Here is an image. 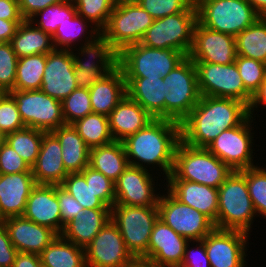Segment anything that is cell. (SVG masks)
Here are the masks:
<instances>
[{
    "instance_id": "cell-61",
    "label": "cell",
    "mask_w": 266,
    "mask_h": 267,
    "mask_svg": "<svg viewBox=\"0 0 266 267\" xmlns=\"http://www.w3.org/2000/svg\"><path fill=\"white\" fill-rule=\"evenodd\" d=\"M130 267H167V266L156 265L151 263L150 261H146L143 259H136Z\"/></svg>"
},
{
    "instance_id": "cell-14",
    "label": "cell",
    "mask_w": 266,
    "mask_h": 267,
    "mask_svg": "<svg viewBox=\"0 0 266 267\" xmlns=\"http://www.w3.org/2000/svg\"><path fill=\"white\" fill-rule=\"evenodd\" d=\"M159 218L188 241L202 240L214 228V223L200 211L181 203L168 190L158 200Z\"/></svg>"
},
{
    "instance_id": "cell-29",
    "label": "cell",
    "mask_w": 266,
    "mask_h": 267,
    "mask_svg": "<svg viewBox=\"0 0 266 267\" xmlns=\"http://www.w3.org/2000/svg\"><path fill=\"white\" fill-rule=\"evenodd\" d=\"M70 51L77 68H110L113 71L119 67V52L102 32Z\"/></svg>"
},
{
    "instance_id": "cell-57",
    "label": "cell",
    "mask_w": 266,
    "mask_h": 267,
    "mask_svg": "<svg viewBox=\"0 0 266 267\" xmlns=\"http://www.w3.org/2000/svg\"><path fill=\"white\" fill-rule=\"evenodd\" d=\"M12 267H43L40 255L18 252Z\"/></svg>"
},
{
    "instance_id": "cell-23",
    "label": "cell",
    "mask_w": 266,
    "mask_h": 267,
    "mask_svg": "<svg viewBox=\"0 0 266 267\" xmlns=\"http://www.w3.org/2000/svg\"><path fill=\"white\" fill-rule=\"evenodd\" d=\"M35 186L32 172L0 174V217L22 216Z\"/></svg>"
},
{
    "instance_id": "cell-37",
    "label": "cell",
    "mask_w": 266,
    "mask_h": 267,
    "mask_svg": "<svg viewBox=\"0 0 266 267\" xmlns=\"http://www.w3.org/2000/svg\"><path fill=\"white\" fill-rule=\"evenodd\" d=\"M72 125L89 149L114 142L106 115L91 113Z\"/></svg>"
},
{
    "instance_id": "cell-24",
    "label": "cell",
    "mask_w": 266,
    "mask_h": 267,
    "mask_svg": "<svg viewBox=\"0 0 266 267\" xmlns=\"http://www.w3.org/2000/svg\"><path fill=\"white\" fill-rule=\"evenodd\" d=\"M36 184L60 185L69 174L62 160V148L52 132H45L38 157L31 167Z\"/></svg>"
},
{
    "instance_id": "cell-27",
    "label": "cell",
    "mask_w": 266,
    "mask_h": 267,
    "mask_svg": "<svg viewBox=\"0 0 266 267\" xmlns=\"http://www.w3.org/2000/svg\"><path fill=\"white\" fill-rule=\"evenodd\" d=\"M109 220L111 208L80 210L73 220L64 226L61 236L85 249Z\"/></svg>"
},
{
    "instance_id": "cell-60",
    "label": "cell",
    "mask_w": 266,
    "mask_h": 267,
    "mask_svg": "<svg viewBox=\"0 0 266 267\" xmlns=\"http://www.w3.org/2000/svg\"><path fill=\"white\" fill-rule=\"evenodd\" d=\"M255 11L263 17H266V0H247Z\"/></svg>"
},
{
    "instance_id": "cell-41",
    "label": "cell",
    "mask_w": 266,
    "mask_h": 267,
    "mask_svg": "<svg viewBox=\"0 0 266 267\" xmlns=\"http://www.w3.org/2000/svg\"><path fill=\"white\" fill-rule=\"evenodd\" d=\"M60 186L74 197L84 209L110 208L87 185L81 172L69 173Z\"/></svg>"
},
{
    "instance_id": "cell-11",
    "label": "cell",
    "mask_w": 266,
    "mask_h": 267,
    "mask_svg": "<svg viewBox=\"0 0 266 267\" xmlns=\"http://www.w3.org/2000/svg\"><path fill=\"white\" fill-rule=\"evenodd\" d=\"M254 117H248L241 125L222 131L206 148L233 171H242L255 166L253 158V136L251 124Z\"/></svg>"
},
{
    "instance_id": "cell-33",
    "label": "cell",
    "mask_w": 266,
    "mask_h": 267,
    "mask_svg": "<svg viewBox=\"0 0 266 267\" xmlns=\"http://www.w3.org/2000/svg\"><path fill=\"white\" fill-rule=\"evenodd\" d=\"M11 44L18 58L36 54H48L55 48L52 36L39 29L31 21L19 24Z\"/></svg>"
},
{
    "instance_id": "cell-30",
    "label": "cell",
    "mask_w": 266,
    "mask_h": 267,
    "mask_svg": "<svg viewBox=\"0 0 266 267\" xmlns=\"http://www.w3.org/2000/svg\"><path fill=\"white\" fill-rule=\"evenodd\" d=\"M93 113L108 116L127 94L125 76L120 67L105 75L89 88Z\"/></svg>"
},
{
    "instance_id": "cell-6",
    "label": "cell",
    "mask_w": 266,
    "mask_h": 267,
    "mask_svg": "<svg viewBox=\"0 0 266 267\" xmlns=\"http://www.w3.org/2000/svg\"><path fill=\"white\" fill-rule=\"evenodd\" d=\"M195 5L202 26L234 37L260 17L247 0H195Z\"/></svg>"
},
{
    "instance_id": "cell-12",
    "label": "cell",
    "mask_w": 266,
    "mask_h": 267,
    "mask_svg": "<svg viewBox=\"0 0 266 267\" xmlns=\"http://www.w3.org/2000/svg\"><path fill=\"white\" fill-rule=\"evenodd\" d=\"M201 96L231 98L250 104L252 95L245 89L236 63L227 65L194 62Z\"/></svg>"
},
{
    "instance_id": "cell-59",
    "label": "cell",
    "mask_w": 266,
    "mask_h": 267,
    "mask_svg": "<svg viewBox=\"0 0 266 267\" xmlns=\"http://www.w3.org/2000/svg\"><path fill=\"white\" fill-rule=\"evenodd\" d=\"M23 21H11L0 18V42H11L16 30Z\"/></svg>"
},
{
    "instance_id": "cell-1",
    "label": "cell",
    "mask_w": 266,
    "mask_h": 267,
    "mask_svg": "<svg viewBox=\"0 0 266 267\" xmlns=\"http://www.w3.org/2000/svg\"><path fill=\"white\" fill-rule=\"evenodd\" d=\"M248 117V105L241 101L201 96L180 123L181 141L206 148L222 131L241 125Z\"/></svg>"
},
{
    "instance_id": "cell-2",
    "label": "cell",
    "mask_w": 266,
    "mask_h": 267,
    "mask_svg": "<svg viewBox=\"0 0 266 267\" xmlns=\"http://www.w3.org/2000/svg\"><path fill=\"white\" fill-rule=\"evenodd\" d=\"M180 140V123L154 118L145 127L127 136L122 143L129 165L147 170L152 166L151 170L157 168L156 171L161 168L165 181L173 171L175 150Z\"/></svg>"
},
{
    "instance_id": "cell-39",
    "label": "cell",
    "mask_w": 266,
    "mask_h": 267,
    "mask_svg": "<svg viewBox=\"0 0 266 267\" xmlns=\"http://www.w3.org/2000/svg\"><path fill=\"white\" fill-rule=\"evenodd\" d=\"M44 133V131L38 129L25 127L24 129L7 134L5 136V142L8 143L30 167H32L40 152Z\"/></svg>"
},
{
    "instance_id": "cell-46",
    "label": "cell",
    "mask_w": 266,
    "mask_h": 267,
    "mask_svg": "<svg viewBox=\"0 0 266 267\" xmlns=\"http://www.w3.org/2000/svg\"><path fill=\"white\" fill-rule=\"evenodd\" d=\"M154 19L183 11H197L195 0H135Z\"/></svg>"
},
{
    "instance_id": "cell-9",
    "label": "cell",
    "mask_w": 266,
    "mask_h": 267,
    "mask_svg": "<svg viewBox=\"0 0 266 267\" xmlns=\"http://www.w3.org/2000/svg\"><path fill=\"white\" fill-rule=\"evenodd\" d=\"M154 18L135 0H117L107 26L101 31L120 53L126 46L140 43Z\"/></svg>"
},
{
    "instance_id": "cell-22",
    "label": "cell",
    "mask_w": 266,
    "mask_h": 267,
    "mask_svg": "<svg viewBox=\"0 0 266 267\" xmlns=\"http://www.w3.org/2000/svg\"><path fill=\"white\" fill-rule=\"evenodd\" d=\"M2 223L7 228L10 240L18 252L40 255L57 236L50 228L23 216L6 218Z\"/></svg>"
},
{
    "instance_id": "cell-36",
    "label": "cell",
    "mask_w": 266,
    "mask_h": 267,
    "mask_svg": "<svg viewBox=\"0 0 266 267\" xmlns=\"http://www.w3.org/2000/svg\"><path fill=\"white\" fill-rule=\"evenodd\" d=\"M237 55L266 63V17L260 16L235 37Z\"/></svg>"
},
{
    "instance_id": "cell-8",
    "label": "cell",
    "mask_w": 266,
    "mask_h": 267,
    "mask_svg": "<svg viewBox=\"0 0 266 267\" xmlns=\"http://www.w3.org/2000/svg\"><path fill=\"white\" fill-rule=\"evenodd\" d=\"M186 56L173 49H157L140 43L126 46L119 53V67L125 77L164 78Z\"/></svg>"
},
{
    "instance_id": "cell-52",
    "label": "cell",
    "mask_w": 266,
    "mask_h": 267,
    "mask_svg": "<svg viewBox=\"0 0 266 267\" xmlns=\"http://www.w3.org/2000/svg\"><path fill=\"white\" fill-rule=\"evenodd\" d=\"M188 241L185 246L184 258L180 267H210L209 258L206 252L205 244L202 240L193 241L197 244L191 248ZM198 245V246H197ZM191 248V249H190Z\"/></svg>"
},
{
    "instance_id": "cell-58",
    "label": "cell",
    "mask_w": 266,
    "mask_h": 267,
    "mask_svg": "<svg viewBox=\"0 0 266 267\" xmlns=\"http://www.w3.org/2000/svg\"><path fill=\"white\" fill-rule=\"evenodd\" d=\"M262 105L266 107V76L258 90L252 95L251 102L248 105L249 116L253 118L254 110Z\"/></svg>"
},
{
    "instance_id": "cell-38",
    "label": "cell",
    "mask_w": 266,
    "mask_h": 267,
    "mask_svg": "<svg viewBox=\"0 0 266 267\" xmlns=\"http://www.w3.org/2000/svg\"><path fill=\"white\" fill-rule=\"evenodd\" d=\"M46 66V54L18 58L14 89L18 91L40 90Z\"/></svg>"
},
{
    "instance_id": "cell-15",
    "label": "cell",
    "mask_w": 266,
    "mask_h": 267,
    "mask_svg": "<svg viewBox=\"0 0 266 267\" xmlns=\"http://www.w3.org/2000/svg\"><path fill=\"white\" fill-rule=\"evenodd\" d=\"M87 267H130L136 260L117 226L109 220L85 248Z\"/></svg>"
},
{
    "instance_id": "cell-42",
    "label": "cell",
    "mask_w": 266,
    "mask_h": 267,
    "mask_svg": "<svg viewBox=\"0 0 266 267\" xmlns=\"http://www.w3.org/2000/svg\"><path fill=\"white\" fill-rule=\"evenodd\" d=\"M77 14L102 31L108 23L117 0H73Z\"/></svg>"
},
{
    "instance_id": "cell-3",
    "label": "cell",
    "mask_w": 266,
    "mask_h": 267,
    "mask_svg": "<svg viewBox=\"0 0 266 267\" xmlns=\"http://www.w3.org/2000/svg\"><path fill=\"white\" fill-rule=\"evenodd\" d=\"M232 172L207 148L193 147L180 140L173 171L165 180H186L218 189Z\"/></svg>"
},
{
    "instance_id": "cell-13",
    "label": "cell",
    "mask_w": 266,
    "mask_h": 267,
    "mask_svg": "<svg viewBox=\"0 0 266 267\" xmlns=\"http://www.w3.org/2000/svg\"><path fill=\"white\" fill-rule=\"evenodd\" d=\"M25 127L52 132L65 124L62 101L40 90H10Z\"/></svg>"
},
{
    "instance_id": "cell-53",
    "label": "cell",
    "mask_w": 266,
    "mask_h": 267,
    "mask_svg": "<svg viewBox=\"0 0 266 267\" xmlns=\"http://www.w3.org/2000/svg\"><path fill=\"white\" fill-rule=\"evenodd\" d=\"M112 70L110 68H77L74 67L76 85L89 89L95 82L101 80Z\"/></svg>"
},
{
    "instance_id": "cell-25",
    "label": "cell",
    "mask_w": 266,
    "mask_h": 267,
    "mask_svg": "<svg viewBox=\"0 0 266 267\" xmlns=\"http://www.w3.org/2000/svg\"><path fill=\"white\" fill-rule=\"evenodd\" d=\"M166 188L181 203L207 216L217 228L218 189L186 180H166Z\"/></svg>"
},
{
    "instance_id": "cell-56",
    "label": "cell",
    "mask_w": 266,
    "mask_h": 267,
    "mask_svg": "<svg viewBox=\"0 0 266 267\" xmlns=\"http://www.w3.org/2000/svg\"><path fill=\"white\" fill-rule=\"evenodd\" d=\"M0 18L11 21H24L17 0H0Z\"/></svg>"
},
{
    "instance_id": "cell-26",
    "label": "cell",
    "mask_w": 266,
    "mask_h": 267,
    "mask_svg": "<svg viewBox=\"0 0 266 267\" xmlns=\"http://www.w3.org/2000/svg\"><path fill=\"white\" fill-rule=\"evenodd\" d=\"M154 118L127 94L108 115L114 141H123L127 136L145 127Z\"/></svg>"
},
{
    "instance_id": "cell-55",
    "label": "cell",
    "mask_w": 266,
    "mask_h": 267,
    "mask_svg": "<svg viewBox=\"0 0 266 267\" xmlns=\"http://www.w3.org/2000/svg\"><path fill=\"white\" fill-rule=\"evenodd\" d=\"M64 0H17L22 17L29 20L34 14L46 7Z\"/></svg>"
},
{
    "instance_id": "cell-18",
    "label": "cell",
    "mask_w": 266,
    "mask_h": 267,
    "mask_svg": "<svg viewBox=\"0 0 266 267\" xmlns=\"http://www.w3.org/2000/svg\"><path fill=\"white\" fill-rule=\"evenodd\" d=\"M188 57L193 62L222 65L234 63L237 57L235 37L210 30L197 21Z\"/></svg>"
},
{
    "instance_id": "cell-62",
    "label": "cell",
    "mask_w": 266,
    "mask_h": 267,
    "mask_svg": "<svg viewBox=\"0 0 266 267\" xmlns=\"http://www.w3.org/2000/svg\"><path fill=\"white\" fill-rule=\"evenodd\" d=\"M5 142V135L0 131V147Z\"/></svg>"
},
{
    "instance_id": "cell-34",
    "label": "cell",
    "mask_w": 266,
    "mask_h": 267,
    "mask_svg": "<svg viewBox=\"0 0 266 267\" xmlns=\"http://www.w3.org/2000/svg\"><path fill=\"white\" fill-rule=\"evenodd\" d=\"M43 267H87L85 249L57 235L40 254Z\"/></svg>"
},
{
    "instance_id": "cell-7",
    "label": "cell",
    "mask_w": 266,
    "mask_h": 267,
    "mask_svg": "<svg viewBox=\"0 0 266 267\" xmlns=\"http://www.w3.org/2000/svg\"><path fill=\"white\" fill-rule=\"evenodd\" d=\"M163 81L165 119L181 123L201 97L194 62L187 56L163 78Z\"/></svg>"
},
{
    "instance_id": "cell-19",
    "label": "cell",
    "mask_w": 266,
    "mask_h": 267,
    "mask_svg": "<svg viewBox=\"0 0 266 267\" xmlns=\"http://www.w3.org/2000/svg\"><path fill=\"white\" fill-rule=\"evenodd\" d=\"M74 59L70 50L54 49L46 54L41 90L63 101L78 86L74 75Z\"/></svg>"
},
{
    "instance_id": "cell-21",
    "label": "cell",
    "mask_w": 266,
    "mask_h": 267,
    "mask_svg": "<svg viewBox=\"0 0 266 267\" xmlns=\"http://www.w3.org/2000/svg\"><path fill=\"white\" fill-rule=\"evenodd\" d=\"M22 216L61 235L62 221L56 185L36 184L27 199Z\"/></svg>"
},
{
    "instance_id": "cell-28",
    "label": "cell",
    "mask_w": 266,
    "mask_h": 267,
    "mask_svg": "<svg viewBox=\"0 0 266 267\" xmlns=\"http://www.w3.org/2000/svg\"><path fill=\"white\" fill-rule=\"evenodd\" d=\"M127 95L153 118L165 119L163 78L125 77Z\"/></svg>"
},
{
    "instance_id": "cell-51",
    "label": "cell",
    "mask_w": 266,
    "mask_h": 267,
    "mask_svg": "<svg viewBox=\"0 0 266 267\" xmlns=\"http://www.w3.org/2000/svg\"><path fill=\"white\" fill-rule=\"evenodd\" d=\"M56 194L60 206V214L62 221V231L64 226L73 220V217L80 210H85L70 193L64 190L60 185H56Z\"/></svg>"
},
{
    "instance_id": "cell-16",
    "label": "cell",
    "mask_w": 266,
    "mask_h": 267,
    "mask_svg": "<svg viewBox=\"0 0 266 267\" xmlns=\"http://www.w3.org/2000/svg\"><path fill=\"white\" fill-rule=\"evenodd\" d=\"M249 236L241 231L214 228L202 239L210 267H246Z\"/></svg>"
},
{
    "instance_id": "cell-49",
    "label": "cell",
    "mask_w": 266,
    "mask_h": 267,
    "mask_svg": "<svg viewBox=\"0 0 266 267\" xmlns=\"http://www.w3.org/2000/svg\"><path fill=\"white\" fill-rule=\"evenodd\" d=\"M81 173L85 176L87 185H90L93 192L97 194V197L108 207L112 208L115 204L114 182L90 166L85 167Z\"/></svg>"
},
{
    "instance_id": "cell-4",
    "label": "cell",
    "mask_w": 266,
    "mask_h": 267,
    "mask_svg": "<svg viewBox=\"0 0 266 267\" xmlns=\"http://www.w3.org/2000/svg\"><path fill=\"white\" fill-rule=\"evenodd\" d=\"M256 216L245 170L233 171L218 188L217 228L250 234Z\"/></svg>"
},
{
    "instance_id": "cell-10",
    "label": "cell",
    "mask_w": 266,
    "mask_h": 267,
    "mask_svg": "<svg viewBox=\"0 0 266 267\" xmlns=\"http://www.w3.org/2000/svg\"><path fill=\"white\" fill-rule=\"evenodd\" d=\"M197 11H183L154 19L140 44L157 49H173L188 56L193 44Z\"/></svg>"
},
{
    "instance_id": "cell-54",
    "label": "cell",
    "mask_w": 266,
    "mask_h": 267,
    "mask_svg": "<svg viewBox=\"0 0 266 267\" xmlns=\"http://www.w3.org/2000/svg\"><path fill=\"white\" fill-rule=\"evenodd\" d=\"M18 253L13 246L7 228L0 224V267H12L15 256Z\"/></svg>"
},
{
    "instance_id": "cell-44",
    "label": "cell",
    "mask_w": 266,
    "mask_h": 267,
    "mask_svg": "<svg viewBox=\"0 0 266 267\" xmlns=\"http://www.w3.org/2000/svg\"><path fill=\"white\" fill-rule=\"evenodd\" d=\"M93 113L89 89L77 87L62 101V114L65 124H72Z\"/></svg>"
},
{
    "instance_id": "cell-48",
    "label": "cell",
    "mask_w": 266,
    "mask_h": 267,
    "mask_svg": "<svg viewBox=\"0 0 266 267\" xmlns=\"http://www.w3.org/2000/svg\"><path fill=\"white\" fill-rule=\"evenodd\" d=\"M24 128L15 100L8 92H4L0 96V131L6 136Z\"/></svg>"
},
{
    "instance_id": "cell-40",
    "label": "cell",
    "mask_w": 266,
    "mask_h": 267,
    "mask_svg": "<svg viewBox=\"0 0 266 267\" xmlns=\"http://www.w3.org/2000/svg\"><path fill=\"white\" fill-rule=\"evenodd\" d=\"M76 15L77 11L74 1L64 0L37 12L29 21L52 36L59 24L73 19Z\"/></svg>"
},
{
    "instance_id": "cell-5",
    "label": "cell",
    "mask_w": 266,
    "mask_h": 267,
    "mask_svg": "<svg viewBox=\"0 0 266 267\" xmlns=\"http://www.w3.org/2000/svg\"><path fill=\"white\" fill-rule=\"evenodd\" d=\"M158 218V206L114 204L111 208V220L119 229L127 250L135 259L148 261V244Z\"/></svg>"
},
{
    "instance_id": "cell-50",
    "label": "cell",
    "mask_w": 266,
    "mask_h": 267,
    "mask_svg": "<svg viewBox=\"0 0 266 267\" xmlns=\"http://www.w3.org/2000/svg\"><path fill=\"white\" fill-rule=\"evenodd\" d=\"M31 172V167L6 142L0 147V174Z\"/></svg>"
},
{
    "instance_id": "cell-45",
    "label": "cell",
    "mask_w": 266,
    "mask_h": 267,
    "mask_svg": "<svg viewBox=\"0 0 266 267\" xmlns=\"http://www.w3.org/2000/svg\"><path fill=\"white\" fill-rule=\"evenodd\" d=\"M235 63L245 89L253 95L264 81L266 63L237 55Z\"/></svg>"
},
{
    "instance_id": "cell-32",
    "label": "cell",
    "mask_w": 266,
    "mask_h": 267,
    "mask_svg": "<svg viewBox=\"0 0 266 267\" xmlns=\"http://www.w3.org/2000/svg\"><path fill=\"white\" fill-rule=\"evenodd\" d=\"M128 165L122 141H114L89 150V166L104 174L114 183Z\"/></svg>"
},
{
    "instance_id": "cell-31",
    "label": "cell",
    "mask_w": 266,
    "mask_h": 267,
    "mask_svg": "<svg viewBox=\"0 0 266 267\" xmlns=\"http://www.w3.org/2000/svg\"><path fill=\"white\" fill-rule=\"evenodd\" d=\"M52 133L62 148V160L68 173L82 172L89 166V148L72 124H64Z\"/></svg>"
},
{
    "instance_id": "cell-43",
    "label": "cell",
    "mask_w": 266,
    "mask_h": 267,
    "mask_svg": "<svg viewBox=\"0 0 266 267\" xmlns=\"http://www.w3.org/2000/svg\"><path fill=\"white\" fill-rule=\"evenodd\" d=\"M245 178L256 214L266 218V167L245 169Z\"/></svg>"
},
{
    "instance_id": "cell-17",
    "label": "cell",
    "mask_w": 266,
    "mask_h": 267,
    "mask_svg": "<svg viewBox=\"0 0 266 267\" xmlns=\"http://www.w3.org/2000/svg\"><path fill=\"white\" fill-rule=\"evenodd\" d=\"M149 171L151 170L128 165L114 183L115 204L144 207L158 206L160 191L157 192V186L154 182L155 178L158 177L151 174L152 171Z\"/></svg>"
},
{
    "instance_id": "cell-35",
    "label": "cell",
    "mask_w": 266,
    "mask_h": 267,
    "mask_svg": "<svg viewBox=\"0 0 266 267\" xmlns=\"http://www.w3.org/2000/svg\"><path fill=\"white\" fill-rule=\"evenodd\" d=\"M100 32L89 20H85L77 14L73 19L59 24L52 35L53 45L55 49L71 50L72 47L73 49L76 48L78 44H80L78 46H81L92 40Z\"/></svg>"
},
{
    "instance_id": "cell-47",
    "label": "cell",
    "mask_w": 266,
    "mask_h": 267,
    "mask_svg": "<svg viewBox=\"0 0 266 267\" xmlns=\"http://www.w3.org/2000/svg\"><path fill=\"white\" fill-rule=\"evenodd\" d=\"M18 57L11 42H0V90H14Z\"/></svg>"
},
{
    "instance_id": "cell-20",
    "label": "cell",
    "mask_w": 266,
    "mask_h": 267,
    "mask_svg": "<svg viewBox=\"0 0 266 267\" xmlns=\"http://www.w3.org/2000/svg\"><path fill=\"white\" fill-rule=\"evenodd\" d=\"M188 240L158 218L148 244V261L156 265L180 267Z\"/></svg>"
}]
</instances>
